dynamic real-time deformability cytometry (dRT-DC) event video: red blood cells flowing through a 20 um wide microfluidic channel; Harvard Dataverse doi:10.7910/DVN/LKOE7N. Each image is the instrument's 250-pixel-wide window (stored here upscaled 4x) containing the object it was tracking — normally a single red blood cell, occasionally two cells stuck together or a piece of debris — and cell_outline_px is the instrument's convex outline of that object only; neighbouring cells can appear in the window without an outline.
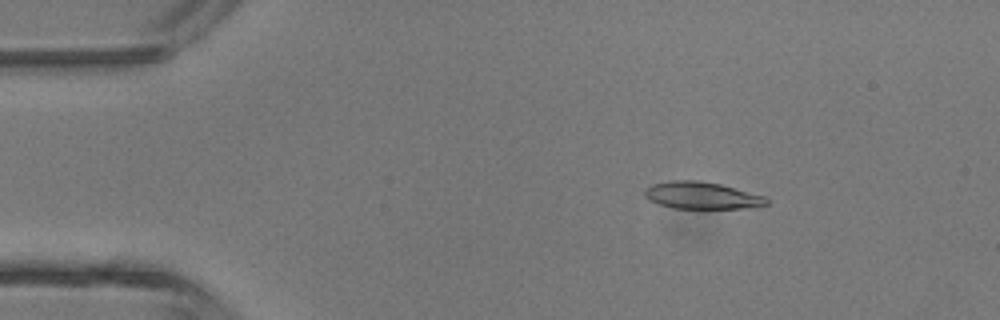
{"species": "common noctule bat (a hibernating species)", "species_latin": "Nyctalus noctula", "temperature_condition": "room temperature", "stored_images_in_passage": 46, "camera_frame_rate_fps": 3000, "um_per_image_px": 0.085, "animal": {"sex": "male", "body_mass_g": 13.3}, "frame": {"image": 1, "passage_image": 7, "time_ms": 2.0, "image_size_px": [1000, 320], "cell_outline_px": [[768, 204], [744, 208], [672, 208], [648, 200], [644, 196], [644, 188], [652, 184], [668, 180], [696, 180], [720, 184], [764, 196], [768, 200]], "centroid_in_image_um": [59.58, 16.6], "position_along_channel_um": 25.4, "area_um2": 19.13}}
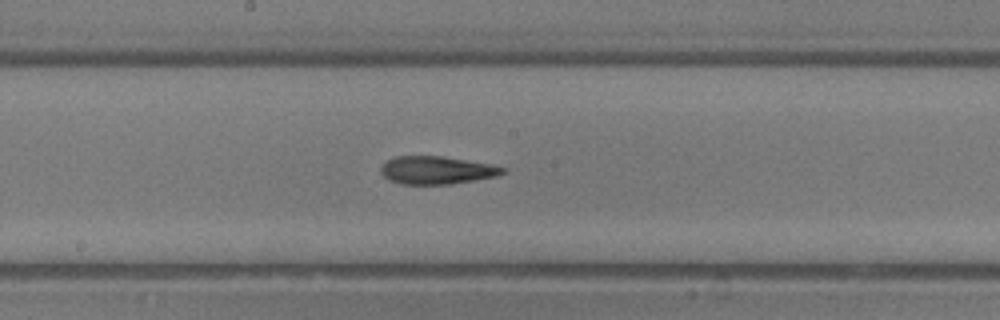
{"frame": {"image": 2, "passage_image": 24, "time_ms": 7.667, "image_size_px": [1000, 320], "cell_outline_px": [[508, 168], [504, 172], [496, 176], [452, 184], [400, 184], [388, 180], [380, 172], [380, 168], [388, 160], [396, 156], [444, 156], [492, 164]], "centroid_in_image_um": [37.13, 14.46], "position_along_channel_um": 211.1, "area_um2": 19.88}}
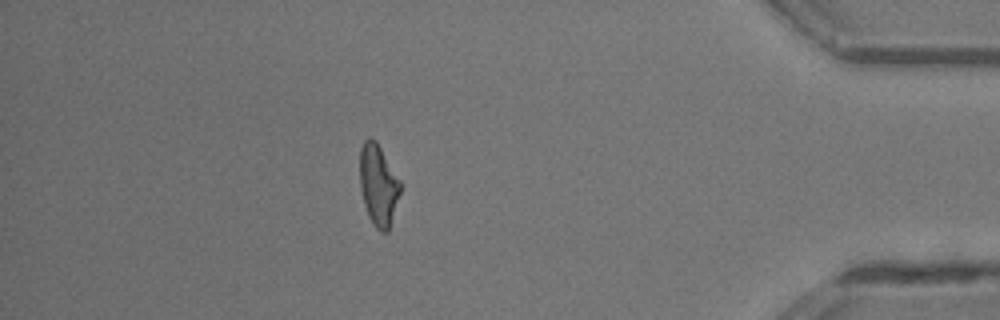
{"frame": {"image": 3, "passage_image": 40, "time_ms": 13.0, "image_size_px": [1000, 320], "cell_outline_px": [[404, 184], [388, 232], [380, 232], [372, 224], [368, 216], [364, 204], [360, 188], [360, 148], [364, 140], [368, 136], [372, 136], [376, 140]], "centroid_in_image_um": [32.19, 15.71], "position_along_channel_um": 403.0, "area_um2": 19.88}, "authors_computed_cell_mechanics": {"area_um2": 19.7387, "velocity_mm_per_s": 4.4806, "shape_relaxation_time_tau1_ms": 6.4016, "shape_relaxation_time_tau2_ms": 3.4327, "deformation_change_tau1": 0.2126, "deformation_change_tau2": 0.1549}}